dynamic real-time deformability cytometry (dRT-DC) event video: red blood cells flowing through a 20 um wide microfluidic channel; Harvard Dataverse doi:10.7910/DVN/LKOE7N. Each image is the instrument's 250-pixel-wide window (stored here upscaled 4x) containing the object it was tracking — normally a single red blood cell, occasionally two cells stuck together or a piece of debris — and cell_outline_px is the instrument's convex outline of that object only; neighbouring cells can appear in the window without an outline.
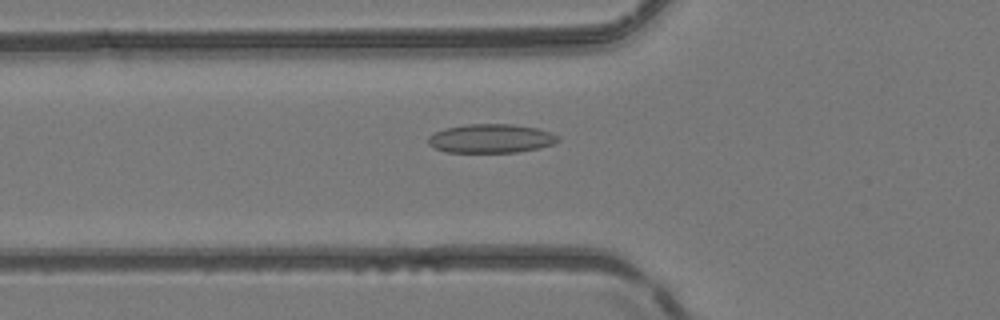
{"species": "common noctule bat (a hibernating species)", "species_latin": "Nyctalus noctula", "temperature_condition": "room temperature", "stored_images_in_passage": 51, "camera_frame_rate_fps": 3000, "um_per_image_px": 0.085, "animal": {"sex": "female", "body_mass_g": 24.6, "forearm_length_mm": 56.2}, "frame": {"image": 1, "passage_image": 19, "time_ms": 6.0, "image_size_px": [1000, 320], "cell_outline_px": [[560, 140], [552, 144], [540, 148], [516, 152], [448, 152], [436, 148], [428, 144], [428, 136], [444, 128], [464, 124], [512, 124], [536, 128], [552, 132], [560, 136]], "centroid_in_image_um": [41.75, 11.76], "position_along_channel_um": 84.0, "area_um2": 21.91}}
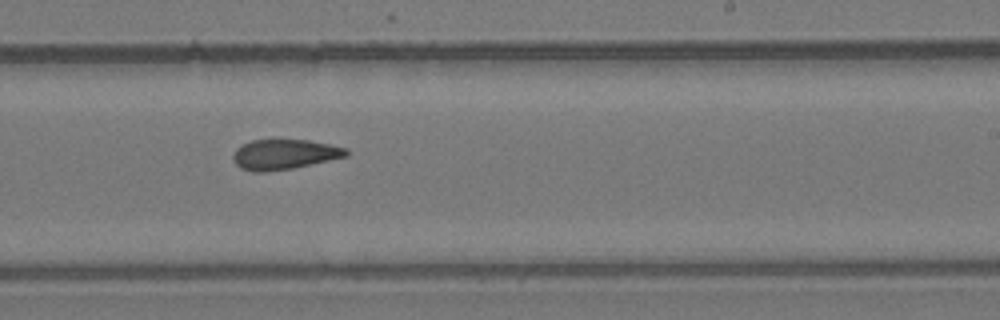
{"frame": {"image": 2, "passage_image": 32, "time_ms": 10.333, "image_size_px": [1000, 320], "cell_outline_px": [[348, 156], [292, 168], [264, 172], [252, 172], [240, 168], [236, 164], [232, 156], [236, 148], [252, 140], [308, 140], [348, 148]], "centroid_in_image_um": [24.16, 13.13], "position_along_channel_um": 264.8, "area_um2": 19.71}}
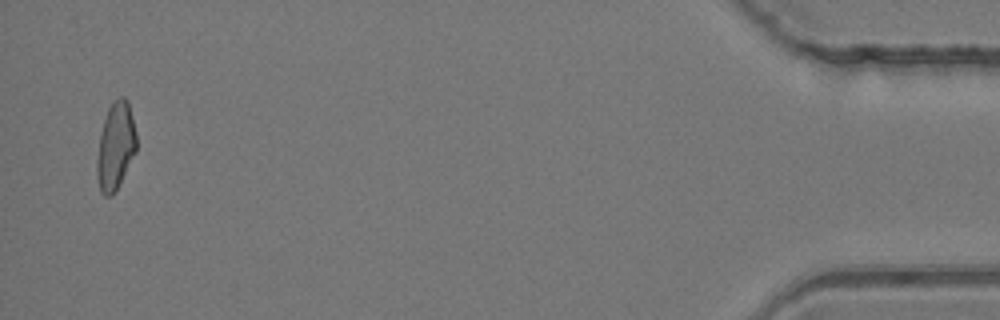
{"frame": {"image": 3, "passage_image": 50, "time_ms": 16.333, "image_size_px": [1000, 320], "cell_outline_px": [[136, 152], [112, 196], [104, 196], [100, 192], [96, 176], [96, 160], [100, 136], [104, 120], [108, 108], [120, 96], [124, 96], [128, 100], [136, 132]], "centroid_in_image_um": [9.81, 12.43], "position_along_channel_um": 425.4, "area_um2": 20.0}, "authors_computed_cell_mechanics": {"area_um2": 20.808, "velocity_mm_per_s": 4.1612, "shape_relaxation_time_tau1_ms": null, "shape_relaxation_time_tau2_ms": 9.9154, "deformation_change_tau1": null, "deformation_change_tau2": 0.2104}}